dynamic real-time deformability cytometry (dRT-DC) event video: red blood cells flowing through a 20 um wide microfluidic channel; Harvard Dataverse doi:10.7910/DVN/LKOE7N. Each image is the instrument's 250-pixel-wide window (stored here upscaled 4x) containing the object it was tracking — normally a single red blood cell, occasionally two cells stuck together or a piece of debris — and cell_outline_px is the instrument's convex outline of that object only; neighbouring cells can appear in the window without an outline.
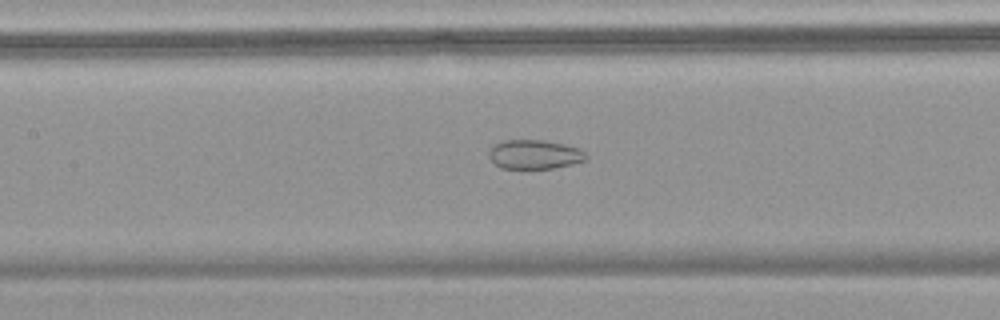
{"species": "common noctule bat (a hibernating species)", "species_latin": "Nyctalus noctula", "temperature_condition": "warm", "stored_images_in_passage": 45, "camera_frame_rate_fps": 3000, "um_per_image_px": 0.085, "animal": {"sex": "female", "body_mass_g": 18.4}, "frame": {"image": 1, "passage_image": 17, "time_ms": 5.333, "image_size_px": [1000, 320], "cell_outline_px": [[588, 160], [556, 168], [500, 168], [488, 156], [488, 152], [496, 144], [504, 140], [544, 140], [564, 144], [580, 148], [588, 156]], "centroid_in_image_um": [45.48, 13.13], "position_along_channel_um": 161.9, "area_um2": 16.53}}
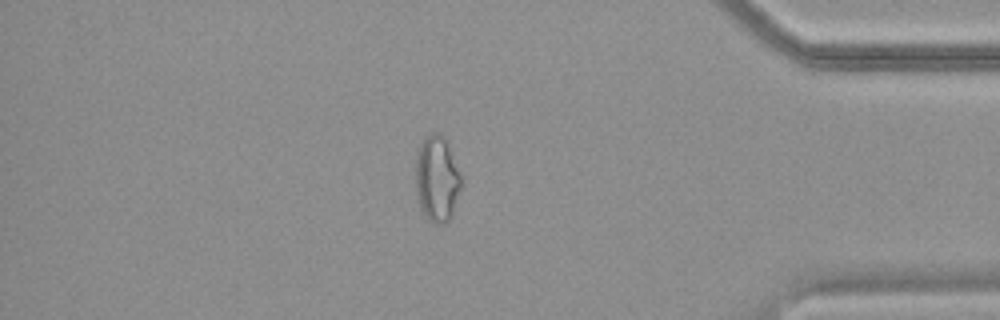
{"frame": {"image": 2, "passage_image": 38, "time_ms": 12.333, "image_size_px": [1000, 320], "cell_outline_px": [[460, 188], [452, 216], [444, 224], [432, 224], [428, 220], [420, 208], [416, 192], [416, 152], [420, 144], [432, 132], [440, 132], [448, 140], [460, 172]], "centroid_in_image_um": [37.14, 15.18], "position_along_channel_um": 398.1, "area_um2": 23.12}}
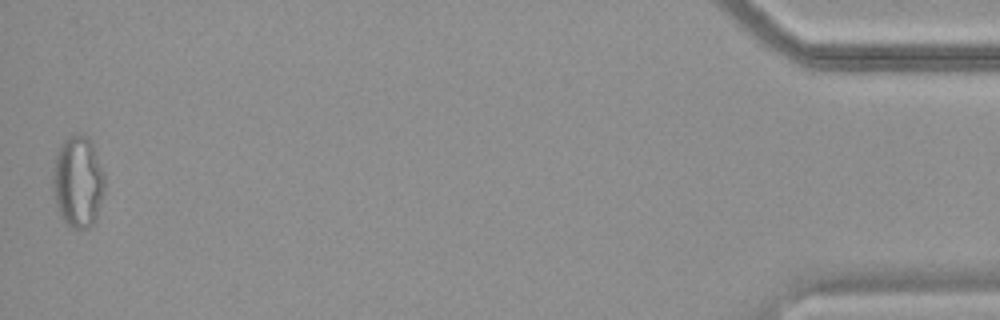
{"frame": {"image": 3, "passage_image": 45, "time_ms": 14.667, "image_size_px": [1000, 320], "cell_outline_px": [[104, 192], [96, 220], [88, 228], [76, 228], [68, 224], [64, 220], [56, 204], [52, 188], [52, 172], [56, 152], [60, 144], [68, 136], [80, 132], [88, 136], [92, 144], [104, 172]], "centroid_in_image_um": [6.62, 15.4], "position_along_channel_um": 428.6, "area_um2": 27.86}}